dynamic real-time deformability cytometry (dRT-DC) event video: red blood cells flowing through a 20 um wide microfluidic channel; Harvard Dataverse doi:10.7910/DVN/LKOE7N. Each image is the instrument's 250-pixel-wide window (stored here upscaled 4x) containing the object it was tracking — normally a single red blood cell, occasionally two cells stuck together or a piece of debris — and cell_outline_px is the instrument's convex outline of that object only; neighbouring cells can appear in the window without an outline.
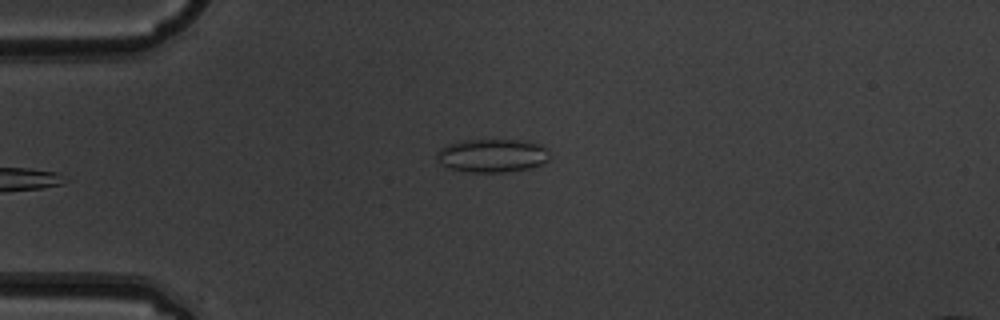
{"species": "common noctule bat (a hibernating species)", "species_latin": "Nyctalus noctula", "temperature_condition": "warm", "stored_images_in_passage": 6, "camera_frame_rate_fps": 3000, "um_per_image_px": 0.085, "animal": {"sex": "male", "body_mass_g": 19.5, "forearm_length_mm": 54.6}, "frame": {"image": 1, "passage_image": 6, "time_ms": 1.667, "image_size_px": [1000, 320], "cell_outline_px": [[548, 160], [544, 164], [528, 168], [504, 172], [468, 172], [452, 168], [440, 164], [436, 156], [436, 152], [440, 148], [448, 144], [460, 140], [528, 140], [540, 144], [548, 152]], "centroid_in_image_um": [41.83, 13.21], "position_along_channel_um": 43.2, "area_um2": 22.02}}